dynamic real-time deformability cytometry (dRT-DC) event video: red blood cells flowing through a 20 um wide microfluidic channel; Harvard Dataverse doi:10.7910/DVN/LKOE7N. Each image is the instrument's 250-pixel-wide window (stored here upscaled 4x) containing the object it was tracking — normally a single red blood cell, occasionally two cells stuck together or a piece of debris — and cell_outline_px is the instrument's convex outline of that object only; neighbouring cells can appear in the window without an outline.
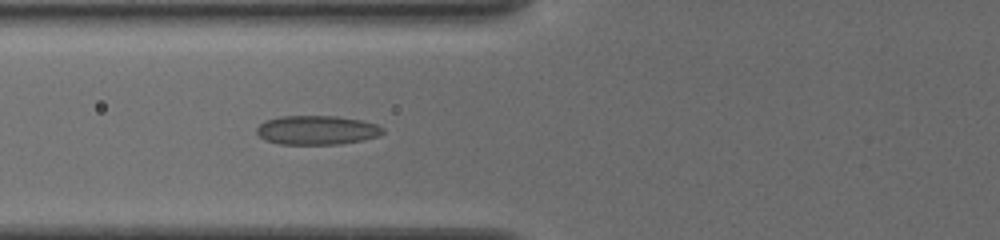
{"species": "common noctule bat (a hibernating species)", "species_latin": "Nyctalus noctula", "temperature_condition": "cold", "stored_images_in_passage": 37, "camera_frame_rate_fps": 3000, "um_per_image_px": 0.085, "animal": {"sex": "female", "body_mass_g": 19.5, "forearm_length_mm": 54.1}, "frame": {"image": 1, "passage_image": 5, "time_ms": 1.333, "image_size_px": [1000, 240], "cell_outline_px": [[384, 132], [380, 136], [340, 144], [280, 144], [264, 140], [256, 132], [256, 128], [264, 120], [280, 116], [336, 116], [360, 120], [376, 124], [384, 128]], "centroid_in_image_um": [26.91, 11.06], "position_along_channel_um": 98.9, "area_um2": 21.44}}
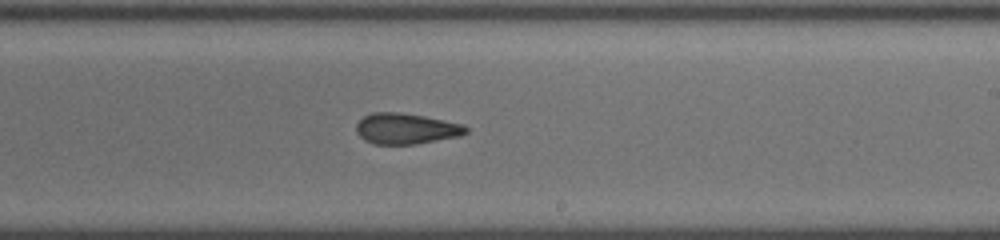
{"frame": {"image": 2, "passage_image": 17, "time_ms": 5.333, "image_size_px": [1000, 240], "cell_outline_px": [[468, 132], [460, 136], [412, 144], [372, 144], [364, 140], [356, 132], [356, 124], [364, 116], [372, 112], [400, 112], [424, 116], [464, 124], [468, 128]], "centroid_in_image_um": [34.5, 10.93], "position_along_channel_um": 254.5, "area_um2": 19.71}}
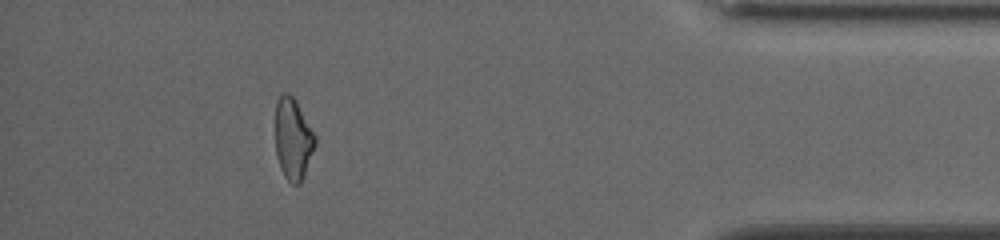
{"frame": {"image": 3, "passage_image": 32, "time_ms": 10.333, "image_size_px": [1000, 240], "cell_outline_px": [[316, 144], [300, 184], [292, 184], [284, 176], [280, 168], [276, 152], [276, 100], [280, 92], [288, 92], [296, 100], [316, 136]], "centroid_in_image_um": [24.9, 11.77], "position_along_channel_um": 410.3, "area_um2": 18.9}, "authors_computed_cell_mechanics": {"area_um2": 19.7676, "velocity_mm_per_s": 3.8879, "shape_relaxation_time_tau1_ms": null, "shape_relaxation_time_tau2_ms": 2.9522, "deformation_change_tau1": null, "deformation_change_tau2": 0.1033}}